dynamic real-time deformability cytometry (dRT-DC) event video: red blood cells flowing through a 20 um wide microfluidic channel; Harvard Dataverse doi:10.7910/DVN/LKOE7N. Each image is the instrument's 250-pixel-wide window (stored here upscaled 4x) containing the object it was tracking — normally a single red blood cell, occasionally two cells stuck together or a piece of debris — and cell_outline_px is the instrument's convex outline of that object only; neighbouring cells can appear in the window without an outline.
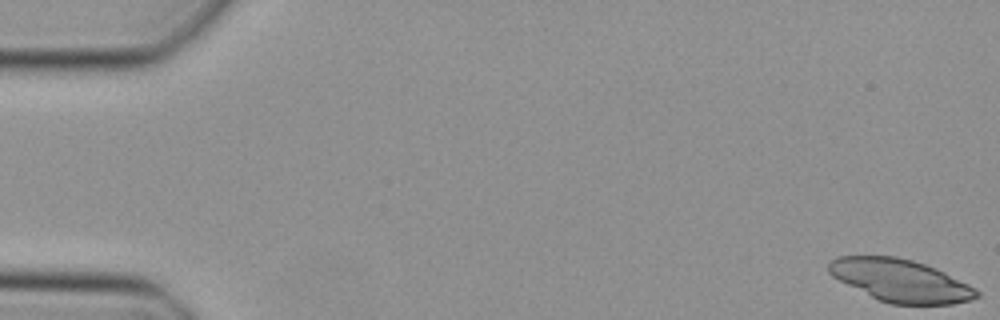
{"species": "Egyptian fruit bat (a non-hibernating species)", "species_latin": "Rousettus aegyptiacus", "temperature_condition": "cold", "stored_images_in_passage": 15, "camera_frame_rate_fps": 3000, "um_per_image_px": 0.085, "animal": {"sex": "female"}, "frame": {"image": 1, "passage_image": 1, "time_ms": 0.0, "image_size_px": [1000, 320], "cell_outline_px": [[980, 296], [972, 300], [952, 304], [892, 304], [880, 300], [832, 276], [828, 272], [828, 260], [836, 256], [896, 256], [912, 260], [936, 268], [976, 288], [980, 292]], "centroid_in_image_um": [76.56, 23.83], "position_along_channel_um": 8.4, "area_um2": 36.41}}